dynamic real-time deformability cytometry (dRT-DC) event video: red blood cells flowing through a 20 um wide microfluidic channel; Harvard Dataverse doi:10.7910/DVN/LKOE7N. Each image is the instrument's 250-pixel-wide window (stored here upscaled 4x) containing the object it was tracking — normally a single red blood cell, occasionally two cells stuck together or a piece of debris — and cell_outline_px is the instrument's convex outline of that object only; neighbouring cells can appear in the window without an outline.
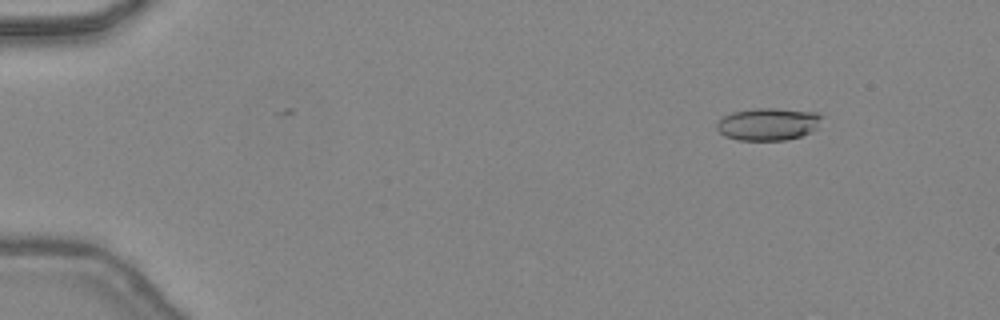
{"species": "common noctule bat (a hibernating species)", "species_latin": "Nyctalus noctula", "temperature_condition": "warm", "stored_images_in_passage": 6, "camera_frame_rate_fps": 3000, "um_per_image_px": 0.085, "animal": {"sex": "female", "body_mass_g": 24.6, "forearm_length_mm": 56.2}, "frame": {"image": 1, "passage_image": 5, "time_ms": 1.333, "image_size_px": [1000, 320], "cell_outline_px": [[824, 116], [820, 128], [800, 136], [788, 140], [736, 140], [724, 136], [716, 128], [716, 124], [724, 116], [732, 112], [756, 108], [776, 108], [816, 112]], "centroid_in_image_um": [65.34, 10.55], "position_along_channel_um": 19.7, "area_um2": 20.17}}